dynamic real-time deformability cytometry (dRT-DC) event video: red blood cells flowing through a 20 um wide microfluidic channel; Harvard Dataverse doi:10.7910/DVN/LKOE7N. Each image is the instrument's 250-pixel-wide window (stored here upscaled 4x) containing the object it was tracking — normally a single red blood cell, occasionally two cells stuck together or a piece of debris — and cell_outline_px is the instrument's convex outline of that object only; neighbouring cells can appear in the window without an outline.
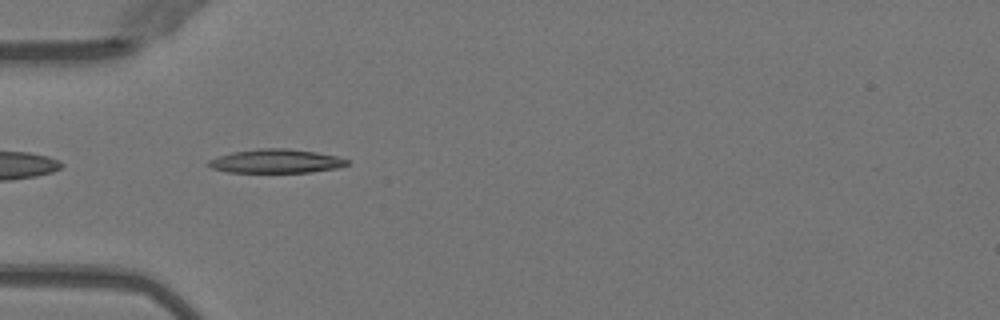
{"species": "Egyptian fruit bat (a non-hibernating species)", "species_latin": "Rousettus aegyptiacus", "temperature_condition": "warm", "stored_images_in_passage": 25, "camera_frame_rate_fps": 3000, "um_per_image_px": 0.085, "animal": {"sex": "female"}, "frame": {"image": 1, "passage_image": 2, "time_ms": 0.333, "image_size_px": [1000, 320], "cell_outline_px": [[348, 164], [336, 168], [312, 172], [228, 172], [212, 168], [208, 164], [208, 160], [232, 152], [260, 148], [288, 148], [316, 152], [336, 156], [348, 160]], "centroid_in_image_um": [23.46, 13.69], "position_along_channel_um": 61.5, "area_um2": 19.07}}
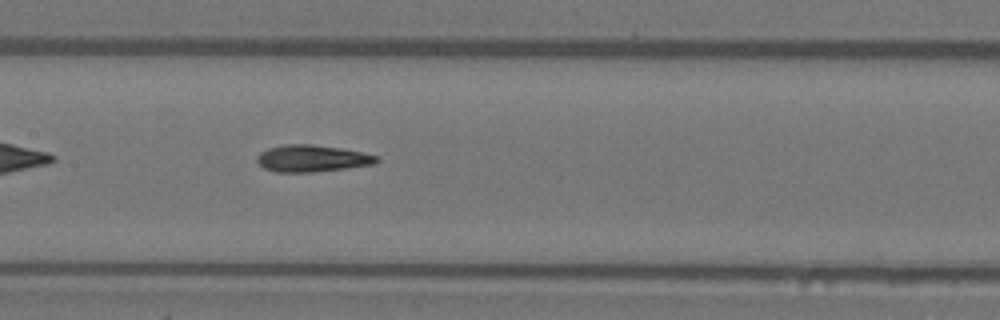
{"frame": {"image": 2, "passage_image": 11, "time_ms": 3.333, "image_size_px": [1000, 320], "cell_outline_px": [[380, 160], [376, 164], [348, 168], [312, 172], [276, 172], [264, 168], [256, 160], [256, 156], [260, 152], [268, 148], [284, 144], [312, 144], [340, 148], [360, 152], [376, 156]], "centroid_in_image_um": [26.5, 13.47], "position_along_channel_um": 180.9, "area_um2": 18.73}}
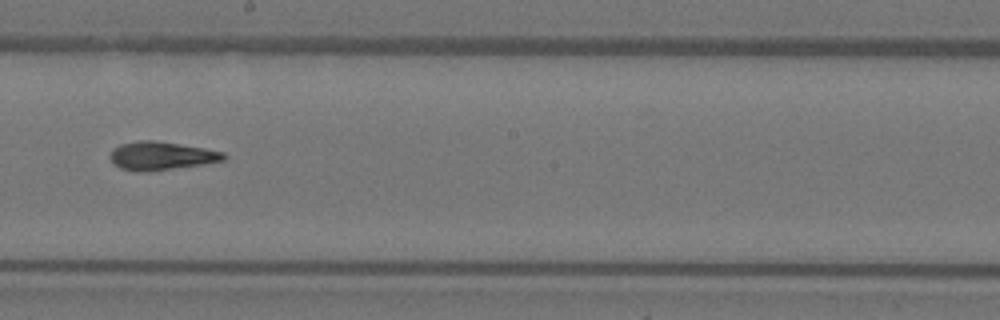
{"frame": {"image": 3, "passage_image": 15, "time_ms": 4.667, "image_size_px": [1000, 320], "cell_outline_px": [[224, 160], [204, 164], [144, 172], [136, 172], [120, 168], [112, 164], [108, 156], [112, 148], [120, 144], [140, 140], [152, 140], [180, 144], [204, 148], [224, 152]], "centroid_in_image_um": [13.63, 13.25], "position_along_channel_um": 234.6, "area_um2": 18.84}}